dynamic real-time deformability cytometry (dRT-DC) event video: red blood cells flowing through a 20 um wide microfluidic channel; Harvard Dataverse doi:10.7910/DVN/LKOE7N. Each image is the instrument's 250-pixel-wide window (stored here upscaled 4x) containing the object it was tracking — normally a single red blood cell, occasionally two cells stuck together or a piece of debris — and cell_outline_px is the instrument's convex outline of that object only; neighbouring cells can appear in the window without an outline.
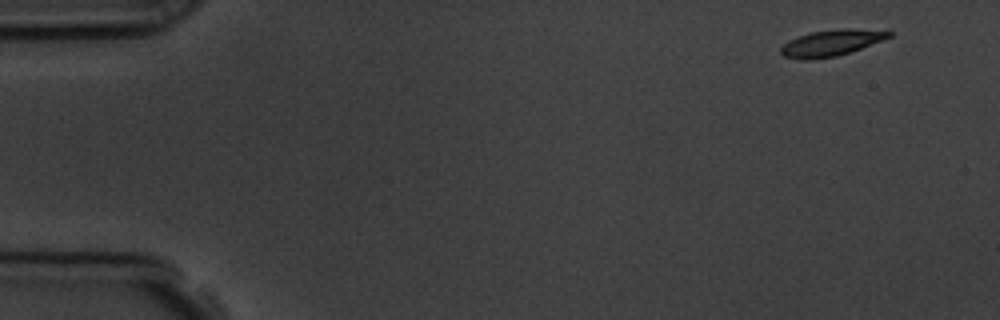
{"species": "common noctule bat (a hibernating species)", "species_latin": "Nyctalus noctula", "temperature_condition": "room temperature", "stored_images_in_passage": 8, "camera_frame_rate_fps": 3000, "um_per_image_px": 0.085, "animal": {"sex": "male", "body_mass_g": 19.5, "forearm_length_mm": 54.6}, "frame": {"image": 1, "passage_image": 1, "time_ms": 0.0, "image_size_px": [1000, 320], "cell_outline_px": [[892, 36], [860, 48], [836, 56], [808, 60], [800, 60], [784, 56], [780, 52], [780, 48], [788, 40], [812, 32], [840, 28], [852, 28], [892, 32]], "centroid_in_image_um": [70.61, 3.65], "position_along_channel_um": 14.4, "area_um2": 16.24}}
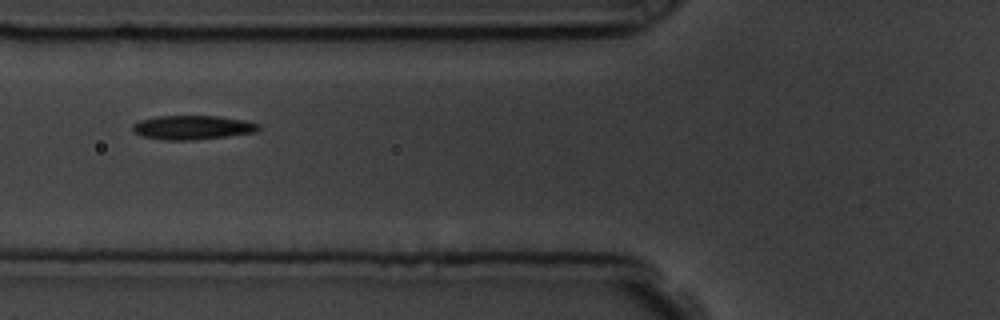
{"frame": {"image": 2, "passage_image": 6, "time_ms": 5.667, "image_size_px": [1000, 320], "cell_outline_px": [[260, 128], [256, 132], [192, 140], [164, 140], [144, 136], [136, 132], [132, 128], [132, 124], [140, 120], [156, 116], [216, 116], [244, 120], [260, 124]], "centroid_in_image_um": [16.36, 10.82], "position_along_channel_um": 109.4, "area_um2": 17.46}}
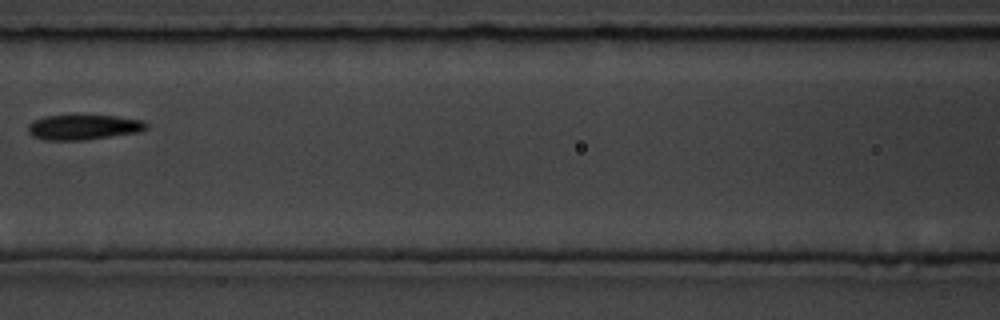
{"frame": {"image": 3, "passage_image": 7, "time_ms": 7.0, "image_size_px": [1000, 320], "cell_outline_px": [[148, 128], [140, 132], [84, 140], [44, 140], [32, 136], [28, 132], [28, 124], [32, 120], [44, 116], [116, 116], [144, 120], [148, 124]], "centroid_in_image_um": [7.1, 10.82], "position_along_channel_um": 159.5, "area_um2": 17.34}}